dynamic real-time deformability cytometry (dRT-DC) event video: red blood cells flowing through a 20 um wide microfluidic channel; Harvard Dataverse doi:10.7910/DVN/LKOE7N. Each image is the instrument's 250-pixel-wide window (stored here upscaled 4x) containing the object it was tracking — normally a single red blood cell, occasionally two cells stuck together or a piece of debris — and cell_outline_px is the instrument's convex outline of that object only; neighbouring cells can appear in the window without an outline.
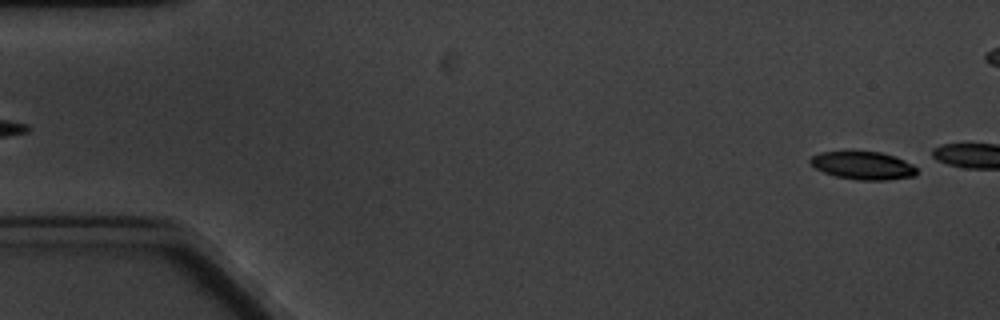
{"species": "common noctule bat (a hibernating species)", "species_latin": "Nyctalus noctula", "temperature_condition": "cold", "stored_images_in_passage": 6, "segment_of_instrument_passage": [2, 2], "camera_frame_rate_fps": 3000, "um_per_image_px": 0.085, "animal": {"sex": "male", "body_mass_g": 20.1, "forearm_length_mm": 53.5}, "frame": {"image": 1, "passage_image": 6, "time_ms": 5.667, "image_size_px": [1000, 320], "cell_outline_px": [[916, 176], [888, 180], [856, 180], [836, 176], [824, 172], [816, 168], [808, 160], [812, 156], [820, 152], [880, 152], [904, 160], [912, 164], [916, 168]], "centroid_in_image_um": [73.36, 14.08], "position_along_channel_um": 11.6, "area_um2": 17.17}}